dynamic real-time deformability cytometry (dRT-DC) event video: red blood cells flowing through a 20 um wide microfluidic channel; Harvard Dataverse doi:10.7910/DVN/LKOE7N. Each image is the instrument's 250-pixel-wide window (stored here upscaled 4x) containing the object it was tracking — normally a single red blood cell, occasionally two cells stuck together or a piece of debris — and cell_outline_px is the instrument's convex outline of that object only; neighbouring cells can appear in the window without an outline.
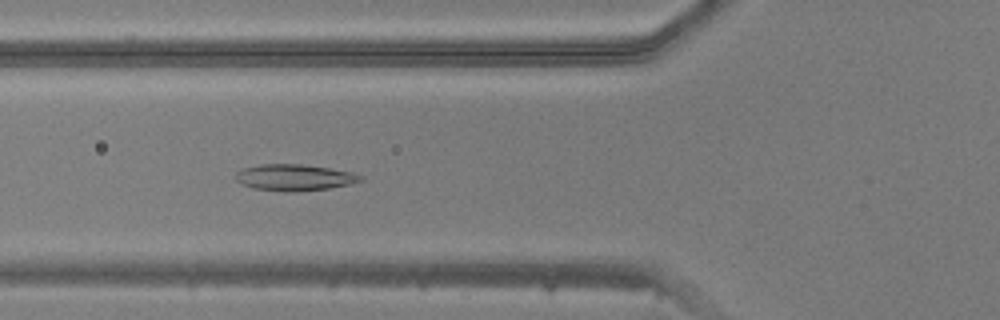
{"species": "common noctule bat (a hibernating species)", "species_latin": "Nyctalus noctula", "temperature_condition": "warm", "stored_images_in_passage": 35, "camera_frame_rate_fps": 3000, "um_per_image_px": 0.085, "animal": {"sex": "male", "body_mass_g": 20.5, "forearm_length_mm": 52.5}, "frame": {"image": 1, "passage_image": 4, "time_ms": 1.0, "image_size_px": [1000, 320], "cell_outline_px": [[364, 180], [352, 184], [328, 188], [292, 192], [284, 192], [252, 188], [240, 184], [236, 180], [236, 172], [244, 168], [260, 164], [300, 164], [328, 168], [352, 172], [364, 176]], "centroid_in_image_um": [25.03, 15.09], "position_along_channel_um": 100.8, "area_um2": 19.31}}
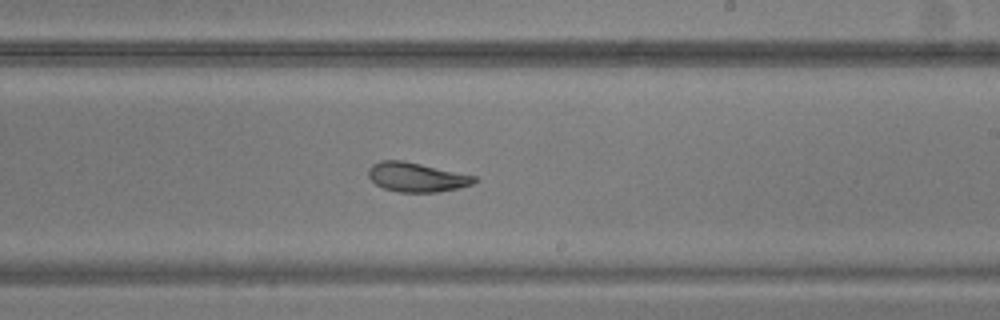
{"frame": {"image": 2, "passage_image": 15, "time_ms": 4.667, "image_size_px": [1000, 320], "cell_outline_px": [[480, 180], [472, 184], [456, 188], [436, 192], [400, 192], [384, 188], [376, 184], [368, 176], [368, 168], [372, 164], [380, 160], [404, 160], [476, 176]], "centroid_in_image_um": [35.4, 15.04], "position_along_channel_um": 253.6, "area_um2": 18.09}}
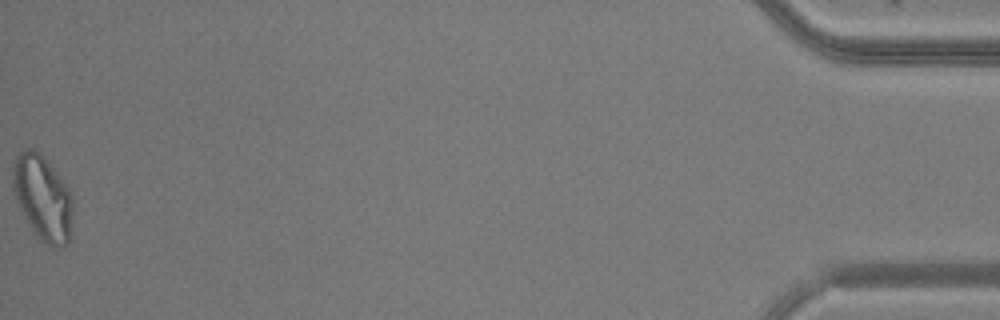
{"frame": {"image": 3, "passage_image": 35, "time_ms": 11.333, "image_size_px": [1000, 320], "cell_outline_px": [[72, 212], [68, 244], [56, 248], [52, 248], [40, 240], [28, 224], [16, 200], [12, 184], [12, 164], [16, 156], [24, 148], [32, 148], [44, 156], [60, 176], [68, 188], [72, 196]], "centroid_in_image_um": [3.61, 16.8], "position_along_channel_um": 431.6, "area_um2": 29.88}}